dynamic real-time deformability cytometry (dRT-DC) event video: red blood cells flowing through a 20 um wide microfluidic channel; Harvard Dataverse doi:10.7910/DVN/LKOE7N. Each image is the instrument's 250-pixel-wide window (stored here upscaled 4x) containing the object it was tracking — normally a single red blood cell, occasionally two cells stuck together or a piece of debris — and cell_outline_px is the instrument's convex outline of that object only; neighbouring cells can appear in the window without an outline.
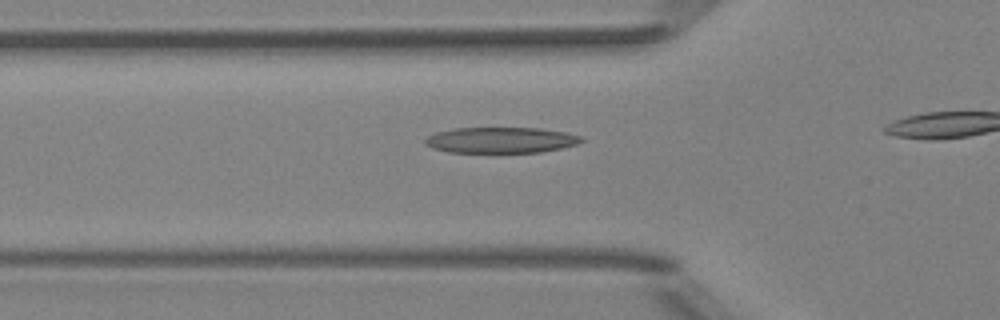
{"species": "Egyptian fruit bat (a non-hibernating species)", "species_latin": "Rousettus aegyptiacus", "temperature_condition": "room temperature", "stored_images_in_passage": 12, "camera_frame_rate_fps": 3000, "um_per_image_px": 0.085, "animal": {"sex": "female"}, "frame": {"image": 1, "passage_image": 7, "time_ms": 2.0, "image_size_px": [1000, 320], "cell_outline_px": [[584, 140], [576, 144], [560, 148], [540, 152], [448, 152], [432, 148], [424, 144], [424, 140], [428, 136], [436, 132], [452, 128], [540, 128], [564, 132], [580, 136]], "centroid_in_image_um": [42.52, 11.9], "position_along_channel_um": 83.3, "area_um2": 23.41}}
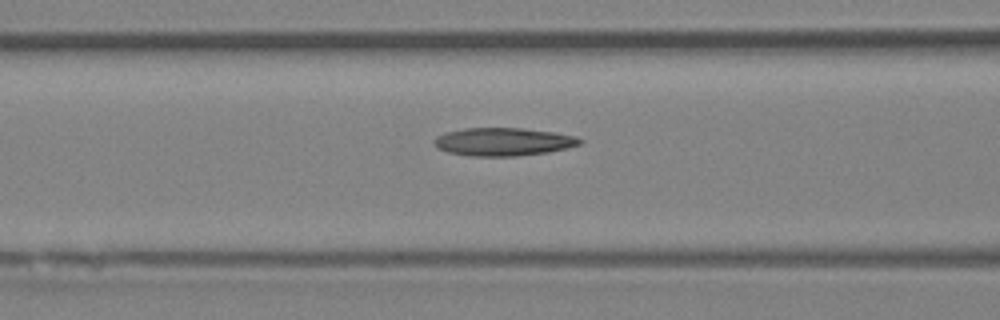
{"frame": {"image": 2, "passage_image": 10, "time_ms": 3.0, "image_size_px": [1000, 320], "cell_outline_px": [[584, 140], [580, 144], [568, 148], [548, 152], [516, 156], [472, 156], [448, 152], [436, 148], [432, 140], [436, 136], [444, 132], [464, 128], [524, 128], [552, 132], [576, 136]], "centroid_in_image_um": [42.75, 12.05], "position_along_channel_um": 123.8, "area_um2": 23.99}}